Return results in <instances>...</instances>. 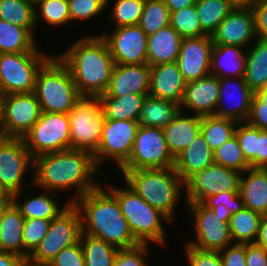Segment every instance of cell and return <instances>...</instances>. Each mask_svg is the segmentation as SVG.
<instances>
[{"instance_id":"6da1fadb","label":"cell","mask_w":267,"mask_h":266,"mask_svg":"<svg viewBox=\"0 0 267 266\" xmlns=\"http://www.w3.org/2000/svg\"><path fill=\"white\" fill-rule=\"evenodd\" d=\"M33 168L31 184L35 188L58 194L74 188L70 203L95 189L104 173L96 167L92 153L75 148L39 155L34 158Z\"/></svg>"},{"instance_id":"7a4b0ae2","label":"cell","mask_w":267,"mask_h":266,"mask_svg":"<svg viewBox=\"0 0 267 266\" xmlns=\"http://www.w3.org/2000/svg\"><path fill=\"white\" fill-rule=\"evenodd\" d=\"M70 70L81 97H99L110 84L114 60L101 35H86L57 55Z\"/></svg>"},{"instance_id":"3957f363","label":"cell","mask_w":267,"mask_h":266,"mask_svg":"<svg viewBox=\"0 0 267 266\" xmlns=\"http://www.w3.org/2000/svg\"><path fill=\"white\" fill-rule=\"evenodd\" d=\"M100 186L73 202L81 217L82 233L119 249L138 246L140 243L131 233L115 195L102 183Z\"/></svg>"},{"instance_id":"277c9868","label":"cell","mask_w":267,"mask_h":266,"mask_svg":"<svg viewBox=\"0 0 267 266\" xmlns=\"http://www.w3.org/2000/svg\"><path fill=\"white\" fill-rule=\"evenodd\" d=\"M120 171L124 182L133 191L150 206L165 214L171 222L174 221L181 192L186 190L185 182L174 167Z\"/></svg>"},{"instance_id":"5b68a950","label":"cell","mask_w":267,"mask_h":266,"mask_svg":"<svg viewBox=\"0 0 267 266\" xmlns=\"http://www.w3.org/2000/svg\"><path fill=\"white\" fill-rule=\"evenodd\" d=\"M125 186L127 187L117 188L113 184L107 185L106 183L105 187L115 195L135 239L140 244L153 242L163 247L167 239L163 221L170 225L171 220L160 210L150 206L126 183Z\"/></svg>"},{"instance_id":"8992f818","label":"cell","mask_w":267,"mask_h":266,"mask_svg":"<svg viewBox=\"0 0 267 266\" xmlns=\"http://www.w3.org/2000/svg\"><path fill=\"white\" fill-rule=\"evenodd\" d=\"M34 93L45 112L68 114L81 98L70 70L57 54L39 70Z\"/></svg>"},{"instance_id":"52a82bcc","label":"cell","mask_w":267,"mask_h":266,"mask_svg":"<svg viewBox=\"0 0 267 266\" xmlns=\"http://www.w3.org/2000/svg\"><path fill=\"white\" fill-rule=\"evenodd\" d=\"M52 56L41 50L0 53V95L34 92L37 74Z\"/></svg>"},{"instance_id":"ba28073f","label":"cell","mask_w":267,"mask_h":266,"mask_svg":"<svg viewBox=\"0 0 267 266\" xmlns=\"http://www.w3.org/2000/svg\"><path fill=\"white\" fill-rule=\"evenodd\" d=\"M82 233L78 209L70 203L51 220L48 232L27 259V266H47L64 248L78 243Z\"/></svg>"},{"instance_id":"9c48e42d","label":"cell","mask_w":267,"mask_h":266,"mask_svg":"<svg viewBox=\"0 0 267 266\" xmlns=\"http://www.w3.org/2000/svg\"><path fill=\"white\" fill-rule=\"evenodd\" d=\"M70 148L94 153L100 142L104 113L98 97H81L68 113Z\"/></svg>"},{"instance_id":"30bf717a","label":"cell","mask_w":267,"mask_h":266,"mask_svg":"<svg viewBox=\"0 0 267 266\" xmlns=\"http://www.w3.org/2000/svg\"><path fill=\"white\" fill-rule=\"evenodd\" d=\"M22 139L33 158L70 149L68 114L42 111L39 119Z\"/></svg>"},{"instance_id":"8fae6325","label":"cell","mask_w":267,"mask_h":266,"mask_svg":"<svg viewBox=\"0 0 267 266\" xmlns=\"http://www.w3.org/2000/svg\"><path fill=\"white\" fill-rule=\"evenodd\" d=\"M186 206L195 232V240L186 244L210 251H221L232 245L228 215L209 209L203 203H186Z\"/></svg>"},{"instance_id":"7c38bea8","label":"cell","mask_w":267,"mask_h":266,"mask_svg":"<svg viewBox=\"0 0 267 266\" xmlns=\"http://www.w3.org/2000/svg\"><path fill=\"white\" fill-rule=\"evenodd\" d=\"M138 128V121L105 118L99 146L93 153L96 167L111 159L120 169L132 153Z\"/></svg>"},{"instance_id":"4fadbf2b","label":"cell","mask_w":267,"mask_h":266,"mask_svg":"<svg viewBox=\"0 0 267 266\" xmlns=\"http://www.w3.org/2000/svg\"><path fill=\"white\" fill-rule=\"evenodd\" d=\"M162 128L139 126L132 153L119 170L174 167Z\"/></svg>"},{"instance_id":"5bb4252c","label":"cell","mask_w":267,"mask_h":266,"mask_svg":"<svg viewBox=\"0 0 267 266\" xmlns=\"http://www.w3.org/2000/svg\"><path fill=\"white\" fill-rule=\"evenodd\" d=\"M241 172L212 163L185 182L186 203H203L221 192H239Z\"/></svg>"},{"instance_id":"9a60e30c","label":"cell","mask_w":267,"mask_h":266,"mask_svg":"<svg viewBox=\"0 0 267 266\" xmlns=\"http://www.w3.org/2000/svg\"><path fill=\"white\" fill-rule=\"evenodd\" d=\"M30 167V168H29ZM34 158L22 138L0 137V183L13 194L25 187L24 175H33Z\"/></svg>"},{"instance_id":"2e32d148","label":"cell","mask_w":267,"mask_h":266,"mask_svg":"<svg viewBox=\"0 0 267 266\" xmlns=\"http://www.w3.org/2000/svg\"><path fill=\"white\" fill-rule=\"evenodd\" d=\"M41 112L34 92L2 95L3 137L23 138Z\"/></svg>"},{"instance_id":"e0dca14e","label":"cell","mask_w":267,"mask_h":266,"mask_svg":"<svg viewBox=\"0 0 267 266\" xmlns=\"http://www.w3.org/2000/svg\"><path fill=\"white\" fill-rule=\"evenodd\" d=\"M100 34L109 47L115 64L147 63L146 33L139 25L112 28Z\"/></svg>"},{"instance_id":"ac0fdd59","label":"cell","mask_w":267,"mask_h":266,"mask_svg":"<svg viewBox=\"0 0 267 266\" xmlns=\"http://www.w3.org/2000/svg\"><path fill=\"white\" fill-rule=\"evenodd\" d=\"M211 37L214 45H233L247 49L257 39L251 7L235 6Z\"/></svg>"},{"instance_id":"d6986e66","label":"cell","mask_w":267,"mask_h":266,"mask_svg":"<svg viewBox=\"0 0 267 266\" xmlns=\"http://www.w3.org/2000/svg\"><path fill=\"white\" fill-rule=\"evenodd\" d=\"M213 40L210 35L182 38L177 65L186 82L206 77L210 72Z\"/></svg>"},{"instance_id":"ffe728a7","label":"cell","mask_w":267,"mask_h":266,"mask_svg":"<svg viewBox=\"0 0 267 266\" xmlns=\"http://www.w3.org/2000/svg\"><path fill=\"white\" fill-rule=\"evenodd\" d=\"M219 83L220 97L214 116L246 122L255 93L246 85L243 77L219 78Z\"/></svg>"},{"instance_id":"44dd1931","label":"cell","mask_w":267,"mask_h":266,"mask_svg":"<svg viewBox=\"0 0 267 266\" xmlns=\"http://www.w3.org/2000/svg\"><path fill=\"white\" fill-rule=\"evenodd\" d=\"M220 97L219 78L209 74L198 80L186 82L184 95L180 104L181 111L200 116L215 115Z\"/></svg>"},{"instance_id":"7402d4cb","label":"cell","mask_w":267,"mask_h":266,"mask_svg":"<svg viewBox=\"0 0 267 266\" xmlns=\"http://www.w3.org/2000/svg\"><path fill=\"white\" fill-rule=\"evenodd\" d=\"M150 65L115 64L106 94L122 97L127 94H149Z\"/></svg>"},{"instance_id":"603a6c76","label":"cell","mask_w":267,"mask_h":266,"mask_svg":"<svg viewBox=\"0 0 267 266\" xmlns=\"http://www.w3.org/2000/svg\"><path fill=\"white\" fill-rule=\"evenodd\" d=\"M185 86L176 61L150 66V95L181 104Z\"/></svg>"},{"instance_id":"cb8c5ba5","label":"cell","mask_w":267,"mask_h":266,"mask_svg":"<svg viewBox=\"0 0 267 266\" xmlns=\"http://www.w3.org/2000/svg\"><path fill=\"white\" fill-rule=\"evenodd\" d=\"M192 115L180 111L173 121L162 128L168 149L174 158L201 132L202 116Z\"/></svg>"},{"instance_id":"d4e9b609","label":"cell","mask_w":267,"mask_h":266,"mask_svg":"<svg viewBox=\"0 0 267 266\" xmlns=\"http://www.w3.org/2000/svg\"><path fill=\"white\" fill-rule=\"evenodd\" d=\"M239 193L243 200L244 207L262 216H266L267 168H248L241 173Z\"/></svg>"},{"instance_id":"484cf974","label":"cell","mask_w":267,"mask_h":266,"mask_svg":"<svg viewBox=\"0 0 267 266\" xmlns=\"http://www.w3.org/2000/svg\"><path fill=\"white\" fill-rule=\"evenodd\" d=\"M214 163L213 151L200 132L194 140L175 158L174 169L186 182L195 173Z\"/></svg>"},{"instance_id":"4316f807","label":"cell","mask_w":267,"mask_h":266,"mask_svg":"<svg viewBox=\"0 0 267 266\" xmlns=\"http://www.w3.org/2000/svg\"><path fill=\"white\" fill-rule=\"evenodd\" d=\"M181 41L182 37L171 25L148 35L147 64L154 66L176 61L179 56Z\"/></svg>"},{"instance_id":"83f0119b","label":"cell","mask_w":267,"mask_h":266,"mask_svg":"<svg viewBox=\"0 0 267 266\" xmlns=\"http://www.w3.org/2000/svg\"><path fill=\"white\" fill-rule=\"evenodd\" d=\"M246 66V49L233 45H214L210 72L218 78L243 77Z\"/></svg>"},{"instance_id":"f1b7e54d","label":"cell","mask_w":267,"mask_h":266,"mask_svg":"<svg viewBox=\"0 0 267 266\" xmlns=\"http://www.w3.org/2000/svg\"><path fill=\"white\" fill-rule=\"evenodd\" d=\"M23 191L24 190L14 194V204L19 208L25 220L34 218L52 220L56 218L61 212H63L70 204V202L67 200V202L64 203L62 207H60L57 204L58 200L60 199L57 196L58 194H55V192H53V195L51 194V191L47 190H44L37 196H27L24 198L25 200L21 202L20 198H22L21 193Z\"/></svg>"},{"instance_id":"f546056e","label":"cell","mask_w":267,"mask_h":266,"mask_svg":"<svg viewBox=\"0 0 267 266\" xmlns=\"http://www.w3.org/2000/svg\"><path fill=\"white\" fill-rule=\"evenodd\" d=\"M252 44L246 49L243 78L246 85L255 93L267 87V40L257 38Z\"/></svg>"},{"instance_id":"4dcf8cb0","label":"cell","mask_w":267,"mask_h":266,"mask_svg":"<svg viewBox=\"0 0 267 266\" xmlns=\"http://www.w3.org/2000/svg\"><path fill=\"white\" fill-rule=\"evenodd\" d=\"M25 219L13 203L0 222V251L24 258L23 226Z\"/></svg>"},{"instance_id":"1f68e13d","label":"cell","mask_w":267,"mask_h":266,"mask_svg":"<svg viewBox=\"0 0 267 266\" xmlns=\"http://www.w3.org/2000/svg\"><path fill=\"white\" fill-rule=\"evenodd\" d=\"M180 111V104L148 94L144 97L138 123L139 126L163 128L173 121Z\"/></svg>"},{"instance_id":"d6a6232c","label":"cell","mask_w":267,"mask_h":266,"mask_svg":"<svg viewBox=\"0 0 267 266\" xmlns=\"http://www.w3.org/2000/svg\"><path fill=\"white\" fill-rule=\"evenodd\" d=\"M145 95L148 94L111 97L104 93L98 99L106 119L139 121Z\"/></svg>"},{"instance_id":"836d02e7","label":"cell","mask_w":267,"mask_h":266,"mask_svg":"<svg viewBox=\"0 0 267 266\" xmlns=\"http://www.w3.org/2000/svg\"><path fill=\"white\" fill-rule=\"evenodd\" d=\"M34 34L24 27L0 19V53H24L39 50Z\"/></svg>"},{"instance_id":"e575fe53","label":"cell","mask_w":267,"mask_h":266,"mask_svg":"<svg viewBox=\"0 0 267 266\" xmlns=\"http://www.w3.org/2000/svg\"><path fill=\"white\" fill-rule=\"evenodd\" d=\"M262 215L244 207L228 215L229 231L233 243H255L259 233Z\"/></svg>"},{"instance_id":"d590c367","label":"cell","mask_w":267,"mask_h":266,"mask_svg":"<svg viewBox=\"0 0 267 266\" xmlns=\"http://www.w3.org/2000/svg\"><path fill=\"white\" fill-rule=\"evenodd\" d=\"M195 6L201 29L210 36L235 7L229 0H196Z\"/></svg>"},{"instance_id":"8d00e7d4","label":"cell","mask_w":267,"mask_h":266,"mask_svg":"<svg viewBox=\"0 0 267 266\" xmlns=\"http://www.w3.org/2000/svg\"><path fill=\"white\" fill-rule=\"evenodd\" d=\"M79 241L84 253L85 266H113L119 248L84 233H81Z\"/></svg>"},{"instance_id":"74e56055","label":"cell","mask_w":267,"mask_h":266,"mask_svg":"<svg viewBox=\"0 0 267 266\" xmlns=\"http://www.w3.org/2000/svg\"><path fill=\"white\" fill-rule=\"evenodd\" d=\"M238 122L229 118L214 115L202 116L201 133L210 149L214 151L224 142L235 136Z\"/></svg>"},{"instance_id":"f35d334b","label":"cell","mask_w":267,"mask_h":266,"mask_svg":"<svg viewBox=\"0 0 267 266\" xmlns=\"http://www.w3.org/2000/svg\"><path fill=\"white\" fill-rule=\"evenodd\" d=\"M0 19L35 33L34 4L27 0H0Z\"/></svg>"},{"instance_id":"ab89813d","label":"cell","mask_w":267,"mask_h":266,"mask_svg":"<svg viewBox=\"0 0 267 266\" xmlns=\"http://www.w3.org/2000/svg\"><path fill=\"white\" fill-rule=\"evenodd\" d=\"M171 12L164 0H145L143 13L138 25L151 35L170 25Z\"/></svg>"},{"instance_id":"60d3db41","label":"cell","mask_w":267,"mask_h":266,"mask_svg":"<svg viewBox=\"0 0 267 266\" xmlns=\"http://www.w3.org/2000/svg\"><path fill=\"white\" fill-rule=\"evenodd\" d=\"M35 24L40 20L45 21L51 27L66 25L71 22L67 0H39L34 5Z\"/></svg>"},{"instance_id":"b9f144b4","label":"cell","mask_w":267,"mask_h":266,"mask_svg":"<svg viewBox=\"0 0 267 266\" xmlns=\"http://www.w3.org/2000/svg\"><path fill=\"white\" fill-rule=\"evenodd\" d=\"M145 0H116L109 15L113 28L138 25Z\"/></svg>"},{"instance_id":"7bdbcfd3","label":"cell","mask_w":267,"mask_h":266,"mask_svg":"<svg viewBox=\"0 0 267 266\" xmlns=\"http://www.w3.org/2000/svg\"><path fill=\"white\" fill-rule=\"evenodd\" d=\"M213 155L214 163L220 164L226 168H230L241 173L250 168L236 136H233L231 139L215 149L213 151Z\"/></svg>"},{"instance_id":"ee69618b","label":"cell","mask_w":267,"mask_h":266,"mask_svg":"<svg viewBox=\"0 0 267 266\" xmlns=\"http://www.w3.org/2000/svg\"><path fill=\"white\" fill-rule=\"evenodd\" d=\"M170 25L182 38L207 35L201 29L195 4L177 11H172Z\"/></svg>"},{"instance_id":"f6af8a7d","label":"cell","mask_w":267,"mask_h":266,"mask_svg":"<svg viewBox=\"0 0 267 266\" xmlns=\"http://www.w3.org/2000/svg\"><path fill=\"white\" fill-rule=\"evenodd\" d=\"M71 21H88L108 10L110 0H67ZM105 11V12H104ZM98 16V17H97Z\"/></svg>"},{"instance_id":"bcb514c9","label":"cell","mask_w":267,"mask_h":266,"mask_svg":"<svg viewBox=\"0 0 267 266\" xmlns=\"http://www.w3.org/2000/svg\"><path fill=\"white\" fill-rule=\"evenodd\" d=\"M50 224L51 220L42 218L25 220L22 235L24 245V259L26 261L39 246L41 240L48 232Z\"/></svg>"},{"instance_id":"7dc6e473","label":"cell","mask_w":267,"mask_h":266,"mask_svg":"<svg viewBox=\"0 0 267 266\" xmlns=\"http://www.w3.org/2000/svg\"><path fill=\"white\" fill-rule=\"evenodd\" d=\"M203 204L209 209L223 212L225 215L237 213L244 208L239 192L224 191L208 197Z\"/></svg>"},{"instance_id":"c3c4849f","label":"cell","mask_w":267,"mask_h":266,"mask_svg":"<svg viewBox=\"0 0 267 266\" xmlns=\"http://www.w3.org/2000/svg\"><path fill=\"white\" fill-rule=\"evenodd\" d=\"M235 136L243 151L246 161L250 165V168H256V127L248 124L247 122H238L235 130Z\"/></svg>"},{"instance_id":"681fc988","label":"cell","mask_w":267,"mask_h":266,"mask_svg":"<svg viewBox=\"0 0 267 266\" xmlns=\"http://www.w3.org/2000/svg\"><path fill=\"white\" fill-rule=\"evenodd\" d=\"M149 248V244H139L133 248L119 249L113 266H149L146 261Z\"/></svg>"},{"instance_id":"f907efd6","label":"cell","mask_w":267,"mask_h":266,"mask_svg":"<svg viewBox=\"0 0 267 266\" xmlns=\"http://www.w3.org/2000/svg\"><path fill=\"white\" fill-rule=\"evenodd\" d=\"M184 247L189 266H223L219 251L201 250L189 244Z\"/></svg>"},{"instance_id":"816d5d0a","label":"cell","mask_w":267,"mask_h":266,"mask_svg":"<svg viewBox=\"0 0 267 266\" xmlns=\"http://www.w3.org/2000/svg\"><path fill=\"white\" fill-rule=\"evenodd\" d=\"M47 266H85V259L80 241L62 249Z\"/></svg>"},{"instance_id":"f5cc1de1","label":"cell","mask_w":267,"mask_h":266,"mask_svg":"<svg viewBox=\"0 0 267 266\" xmlns=\"http://www.w3.org/2000/svg\"><path fill=\"white\" fill-rule=\"evenodd\" d=\"M219 254L223 266H246V244L232 243Z\"/></svg>"},{"instance_id":"db71d44e","label":"cell","mask_w":267,"mask_h":266,"mask_svg":"<svg viewBox=\"0 0 267 266\" xmlns=\"http://www.w3.org/2000/svg\"><path fill=\"white\" fill-rule=\"evenodd\" d=\"M250 7L254 14L257 38L267 40V0H255Z\"/></svg>"},{"instance_id":"11a10c76","label":"cell","mask_w":267,"mask_h":266,"mask_svg":"<svg viewBox=\"0 0 267 266\" xmlns=\"http://www.w3.org/2000/svg\"><path fill=\"white\" fill-rule=\"evenodd\" d=\"M246 122L261 130H267V108H261V100L254 94L250 114Z\"/></svg>"},{"instance_id":"9f6ffc18","label":"cell","mask_w":267,"mask_h":266,"mask_svg":"<svg viewBox=\"0 0 267 266\" xmlns=\"http://www.w3.org/2000/svg\"><path fill=\"white\" fill-rule=\"evenodd\" d=\"M246 266H267V250L256 243L246 244Z\"/></svg>"},{"instance_id":"6f0895ef","label":"cell","mask_w":267,"mask_h":266,"mask_svg":"<svg viewBox=\"0 0 267 266\" xmlns=\"http://www.w3.org/2000/svg\"><path fill=\"white\" fill-rule=\"evenodd\" d=\"M256 168H267V130L256 127Z\"/></svg>"},{"instance_id":"680465c9","label":"cell","mask_w":267,"mask_h":266,"mask_svg":"<svg viewBox=\"0 0 267 266\" xmlns=\"http://www.w3.org/2000/svg\"><path fill=\"white\" fill-rule=\"evenodd\" d=\"M0 266H27V261L18 255L0 251Z\"/></svg>"},{"instance_id":"91938a15","label":"cell","mask_w":267,"mask_h":266,"mask_svg":"<svg viewBox=\"0 0 267 266\" xmlns=\"http://www.w3.org/2000/svg\"><path fill=\"white\" fill-rule=\"evenodd\" d=\"M255 243L267 250V215L261 218L259 233Z\"/></svg>"},{"instance_id":"94428289","label":"cell","mask_w":267,"mask_h":266,"mask_svg":"<svg viewBox=\"0 0 267 266\" xmlns=\"http://www.w3.org/2000/svg\"><path fill=\"white\" fill-rule=\"evenodd\" d=\"M164 2L170 12H172L194 5L196 0H164Z\"/></svg>"},{"instance_id":"6125c7cd","label":"cell","mask_w":267,"mask_h":266,"mask_svg":"<svg viewBox=\"0 0 267 266\" xmlns=\"http://www.w3.org/2000/svg\"><path fill=\"white\" fill-rule=\"evenodd\" d=\"M0 203H14V194L0 183Z\"/></svg>"},{"instance_id":"be15d7a7","label":"cell","mask_w":267,"mask_h":266,"mask_svg":"<svg viewBox=\"0 0 267 266\" xmlns=\"http://www.w3.org/2000/svg\"><path fill=\"white\" fill-rule=\"evenodd\" d=\"M255 95L261 100V108H267V87L256 91Z\"/></svg>"},{"instance_id":"e7e4bbea","label":"cell","mask_w":267,"mask_h":266,"mask_svg":"<svg viewBox=\"0 0 267 266\" xmlns=\"http://www.w3.org/2000/svg\"><path fill=\"white\" fill-rule=\"evenodd\" d=\"M235 6H251L255 0H229Z\"/></svg>"},{"instance_id":"03108f58","label":"cell","mask_w":267,"mask_h":266,"mask_svg":"<svg viewBox=\"0 0 267 266\" xmlns=\"http://www.w3.org/2000/svg\"><path fill=\"white\" fill-rule=\"evenodd\" d=\"M13 203H0V222L3 219L6 211Z\"/></svg>"},{"instance_id":"003e7915","label":"cell","mask_w":267,"mask_h":266,"mask_svg":"<svg viewBox=\"0 0 267 266\" xmlns=\"http://www.w3.org/2000/svg\"><path fill=\"white\" fill-rule=\"evenodd\" d=\"M0 137H3L2 95H0Z\"/></svg>"},{"instance_id":"a7ac6f4b","label":"cell","mask_w":267,"mask_h":266,"mask_svg":"<svg viewBox=\"0 0 267 266\" xmlns=\"http://www.w3.org/2000/svg\"><path fill=\"white\" fill-rule=\"evenodd\" d=\"M27 1H29L35 5L39 0H27Z\"/></svg>"}]
</instances>
